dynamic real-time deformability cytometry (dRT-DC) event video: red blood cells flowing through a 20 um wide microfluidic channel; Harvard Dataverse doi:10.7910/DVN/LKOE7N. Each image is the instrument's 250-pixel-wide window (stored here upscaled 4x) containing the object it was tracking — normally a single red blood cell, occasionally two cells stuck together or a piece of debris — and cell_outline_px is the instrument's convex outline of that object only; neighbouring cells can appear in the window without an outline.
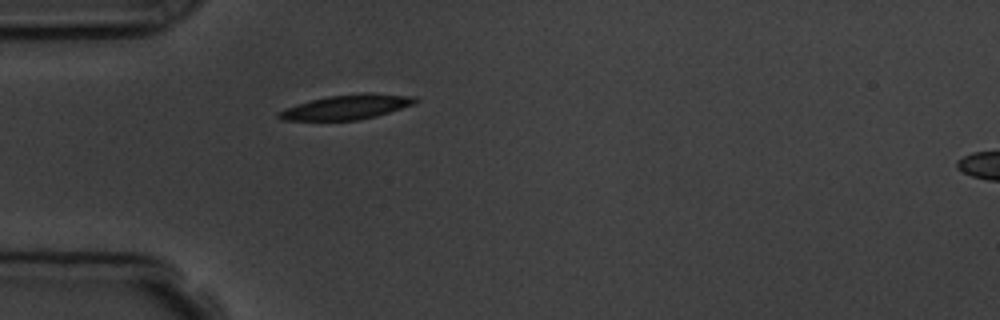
{"species": "common noctule bat (a hibernating species)", "species_latin": "Nyctalus noctula", "temperature_condition": "room temperature", "stored_images_in_passage": 5, "camera_frame_rate_fps": 3000, "um_per_image_px": 0.085, "animal": {"sex": "male", "body_mass_g": 19.5, "forearm_length_mm": 54.6}, "frame": {"image": 1, "passage_image": 5, "time_ms": 4.667, "image_size_px": [1000, 320], "cell_outline_px": [[420, 100], [412, 104], [376, 116], [356, 120], [280, 120], [276, 116], [276, 112], [284, 108], [296, 104], [328, 96], [364, 92], [372, 92], [416, 96]], "centroid_in_image_um": [29.45, 9.08], "position_along_channel_um": 55.6, "area_um2": 19.71}}